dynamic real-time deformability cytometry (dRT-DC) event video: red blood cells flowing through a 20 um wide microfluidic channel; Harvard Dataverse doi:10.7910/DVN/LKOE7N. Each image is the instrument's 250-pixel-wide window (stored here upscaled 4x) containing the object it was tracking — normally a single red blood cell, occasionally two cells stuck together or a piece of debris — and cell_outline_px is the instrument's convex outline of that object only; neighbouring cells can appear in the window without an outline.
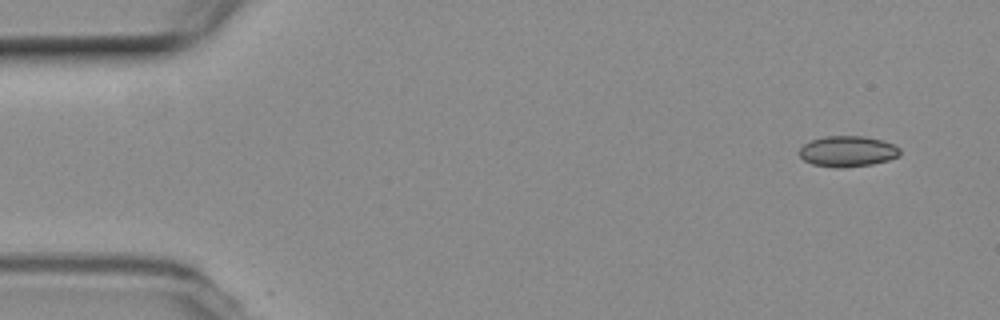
{"species": "common noctule bat (a hibernating species)", "species_latin": "Nyctalus noctula", "temperature_condition": "room temperature", "stored_images_in_passage": 52, "camera_frame_rate_fps": 3000, "um_per_image_px": 0.085, "animal": {"sex": "female", "body_mass_g": 19.3, "forearm_length_mm": 54.1}, "frame": {"image": 1, "passage_image": 1, "time_ms": 0.0, "image_size_px": [1000, 320], "cell_outline_px": [[900, 156], [888, 160], [872, 164], [840, 168], [836, 168], [812, 164], [804, 160], [800, 156], [800, 148], [804, 144], [812, 140], [824, 136], [864, 136], [880, 140], [892, 144], [900, 148]], "centroid_in_image_um": [72.05, 12.87], "position_along_channel_um": 13.0, "area_um2": 17.98}}
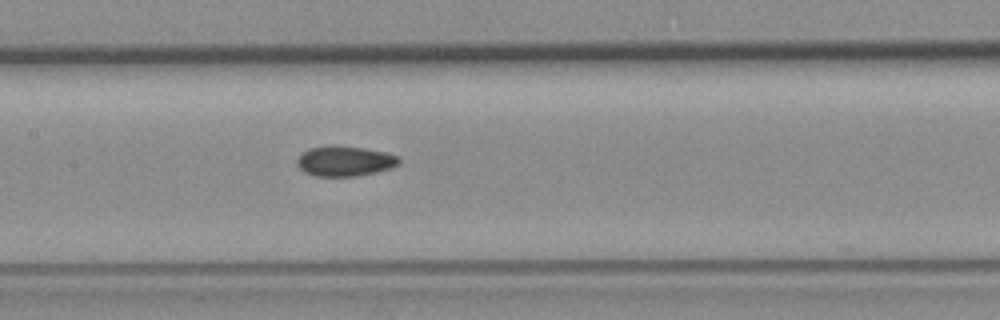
{"frame": {"image": 2, "passage_image": 23, "time_ms": 7.333, "image_size_px": [1000, 320], "cell_outline_px": [[400, 164], [392, 168], [376, 172], [356, 176], [316, 176], [304, 172], [296, 164], [296, 160], [308, 148], [328, 144], [336, 144], [364, 148], [384, 152], [400, 156]], "centroid_in_image_um": [29.31, 13.67], "position_along_channel_um": 178.1, "area_um2": 18.26}}
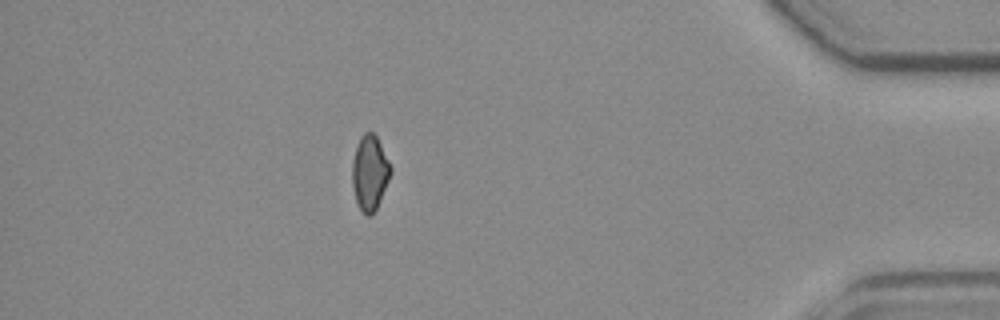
{"frame": {"image": 3, "passage_image": 45, "time_ms": 14.667, "image_size_px": [1000, 320], "cell_outline_px": [[392, 172], [380, 200], [372, 216], [368, 216], [356, 204], [352, 184], [352, 160], [360, 136], [364, 132], [372, 132], [376, 136], [392, 168]], "centroid_in_image_um": [31.42, 14.69], "position_along_channel_um": 403.8, "area_um2": 16.7}, "authors_computed_cell_mechanics": {"area_um2": 17.7446, "velocity_mm_per_s": 3.7602, "shape_relaxation_time_tau1_ms": null, "shape_relaxation_time_tau2_ms": 9.3273, "deformation_change_tau1": null, "deformation_change_tau2": 0.0926}}